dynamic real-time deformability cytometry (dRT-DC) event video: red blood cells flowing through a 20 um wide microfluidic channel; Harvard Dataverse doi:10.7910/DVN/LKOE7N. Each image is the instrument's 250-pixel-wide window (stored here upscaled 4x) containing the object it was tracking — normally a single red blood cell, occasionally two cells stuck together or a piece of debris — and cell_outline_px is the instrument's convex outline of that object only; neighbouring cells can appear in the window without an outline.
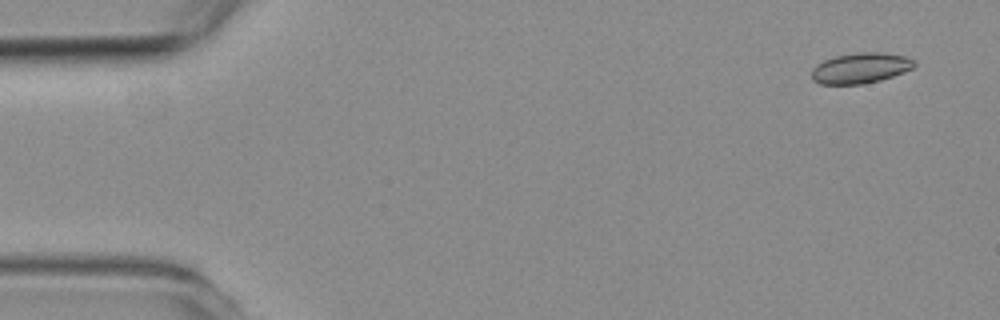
{"species": "common noctule bat (a hibernating species)", "species_latin": "Nyctalus noctula", "temperature_condition": "room temperature", "stored_images_in_passage": 6, "camera_frame_rate_fps": 3000, "um_per_image_px": 0.085, "animal": {"sex": "female", "body_mass_g": 19.3, "forearm_length_mm": 54.1}, "frame": {"image": 1, "passage_image": 1, "time_ms": 0.0, "image_size_px": [1000, 320], "cell_outline_px": [[916, 64], [912, 68], [904, 72], [880, 80], [860, 84], [820, 84], [812, 80], [812, 68], [816, 64], [824, 60], [836, 56], [856, 52], [880, 52], [904, 56], [916, 60]], "centroid_in_image_um": [73.13, 5.78], "position_along_channel_um": 11.9, "area_um2": 18.26}}
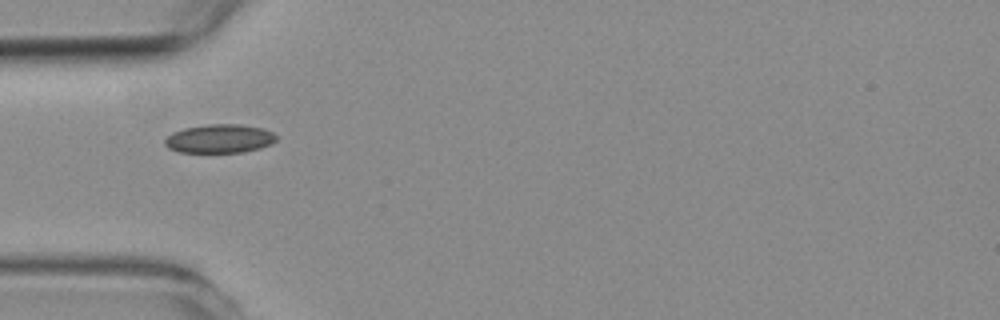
{"frame": {"image": 2, "passage_image": 5, "time_ms": 4.667, "image_size_px": [1000, 320], "cell_outline_px": [[276, 140], [272, 144], [260, 148], [244, 152], [180, 152], [168, 148], [164, 144], [164, 140], [172, 132], [184, 128], [208, 124], [240, 124], [264, 128], [272, 132], [276, 136]], "centroid_in_image_um": [18.67, 11.78], "position_along_channel_um": 66.3, "area_um2": 18.73}}
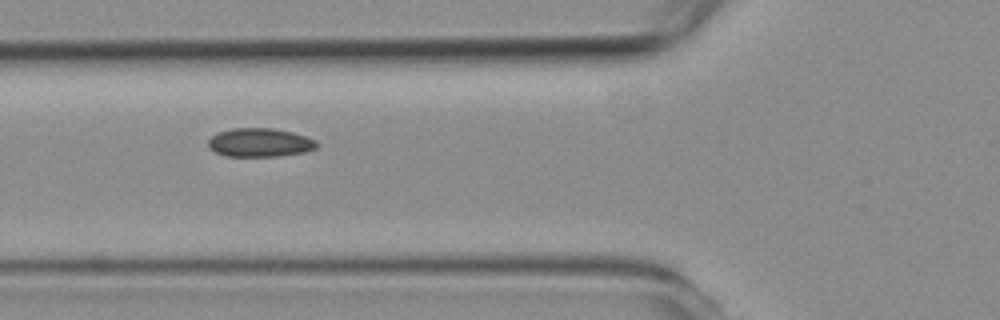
{"frame": {"image": 3, "passage_image": 6, "time_ms": 5.667, "image_size_px": [1000, 320], "cell_outline_px": [[320, 144], [316, 148], [304, 152], [280, 156], [224, 156], [208, 148], [208, 140], [216, 132], [232, 128], [272, 128], [292, 132], [316, 140]], "centroid_in_image_um": [22.07, 12.11], "position_along_channel_um": 103.7, "area_um2": 18.26}}